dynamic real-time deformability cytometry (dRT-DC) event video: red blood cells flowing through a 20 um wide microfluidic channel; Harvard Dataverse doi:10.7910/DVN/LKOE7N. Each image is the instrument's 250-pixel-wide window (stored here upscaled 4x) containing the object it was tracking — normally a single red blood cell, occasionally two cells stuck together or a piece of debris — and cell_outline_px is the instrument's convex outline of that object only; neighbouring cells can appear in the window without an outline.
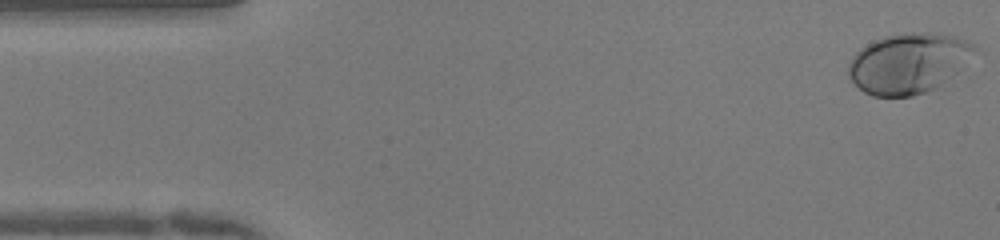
{"species": "human", "species_latin": "Homo sapiens", "temperature_condition": "warm", "stored_images_in_passage": 50, "camera_frame_rate_fps": 3000, "um_per_image_px": 0.085, "donor": {"sex": "female"}, "frame": {"image": 1, "passage_image": 1, "time_ms": 0.0, "image_size_px": [1000, 240], "cell_outline_px": [[976, 48], [960, 68], [956, 72], [940, 84], [924, 92], [912, 96], [872, 96], [864, 92], [848, 76], [848, 64], [852, 56], [860, 48], [884, 36], [912, 32], [932, 32], [952, 36], [976, 44]], "centroid_in_image_um": [77.16, 5.36], "position_along_channel_um": 7.8, "area_um2": 43.58}}
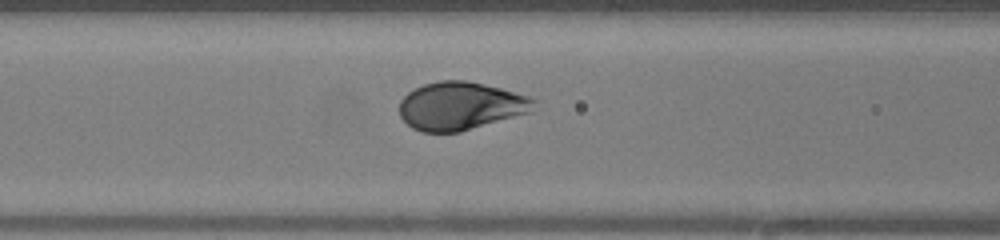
{"frame": {"image": 2, "passage_image": 19, "time_ms": 6.0, "image_size_px": [1000, 240], "cell_outline_px": [[536, 100], [528, 112], [460, 132], [420, 132], [412, 128], [400, 116], [400, 100], [408, 92], [424, 84], [440, 80], [468, 80], [500, 88], [528, 96]], "centroid_in_image_um": [39.09, 9.0], "position_along_channel_um": 127.5, "area_um2": 37.22}}
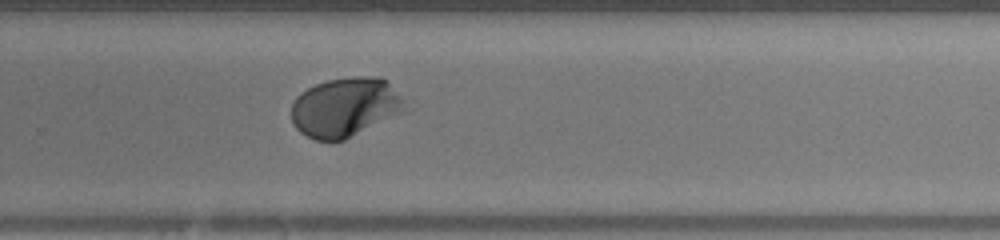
{"frame": {"image": 3, "passage_image": 32, "time_ms": 10.333, "image_size_px": [1000, 240], "cell_outline_px": [[404, 100], [400, 112], [344, 140], [316, 140], [300, 132], [296, 128], [292, 120], [292, 104], [296, 96], [300, 92], [316, 84], [328, 80], [352, 76], [380, 76], [388, 80]], "centroid_in_image_um": [29.3, 9.08], "position_along_channel_um": 300.5, "area_um2": 38.73}, "authors_computed_cell_mechanics": {"area_um2": 39.015, "velocity_mm_per_s": 4.0058, "shape_relaxation_time_tau1_ms": 2.8059, "shape_relaxation_time_tau2_ms": null, "deformation_change_tau1": 0.1792, "deformation_change_tau2": null}}